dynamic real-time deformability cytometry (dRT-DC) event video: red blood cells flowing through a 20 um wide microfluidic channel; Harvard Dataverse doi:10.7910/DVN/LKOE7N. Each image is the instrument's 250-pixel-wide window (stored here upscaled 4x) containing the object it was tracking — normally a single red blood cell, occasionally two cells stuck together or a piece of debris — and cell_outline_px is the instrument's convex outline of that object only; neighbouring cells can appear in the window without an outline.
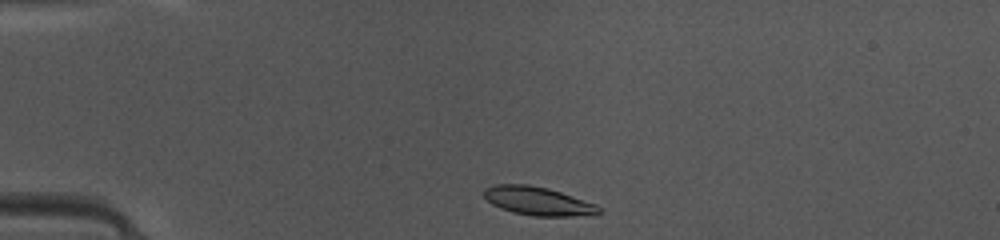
{"species": "common noctule bat (a hibernating species)", "species_latin": "Nyctalus noctula", "temperature_condition": "warm", "stored_images_in_passage": 37, "camera_frame_rate_fps": 3000, "um_per_image_px": 0.085, "animal": {"sex": "female", "body_mass_g": 10.0, "forearm_length_mm": 53.1}, "frame": {"image": 1, "passage_image": 1, "time_ms": 0.0, "image_size_px": [1000, 240], "cell_outline_px": [[600, 212], [596, 216], [532, 216], [512, 212], [500, 208], [492, 204], [484, 196], [484, 188], [496, 184], [528, 184], [548, 188], [596, 204], [600, 208]], "centroid_in_image_um": [45.74, 17.1], "position_along_channel_um": 39.3, "area_um2": 19.19}}
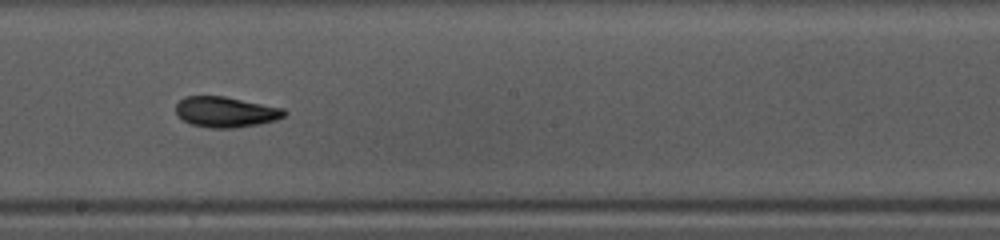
{"frame": {"image": 2, "passage_image": 17, "time_ms": 5.333, "image_size_px": [1000, 240], "cell_outline_px": [[288, 112], [284, 116], [276, 120], [260, 124], [232, 128], [212, 128], [192, 124], [184, 120], [176, 112], [176, 104], [184, 96], [224, 96], [284, 108]], "centroid_in_image_um": [19.22, 9.51], "position_along_channel_um": 229.0, "area_um2": 19.25}}
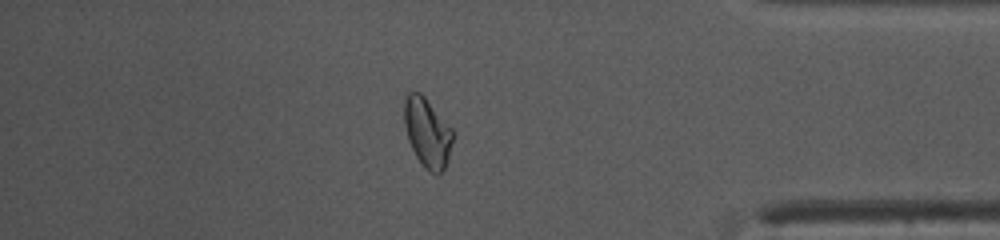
{"frame": {"image": 3, "passage_image": 31, "time_ms": 10.0, "image_size_px": [1000, 240], "cell_outline_px": [[452, 140], [448, 160], [444, 168], [436, 176], [428, 172], [424, 168], [416, 156], [408, 140], [404, 124], [404, 100], [408, 92], [420, 92], [424, 96], [452, 128]], "centroid_in_image_um": [36.31, 11.28], "position_along_channel_um": 398.9, "area_um2": 19.59}, "authors_computed_cell_mechanics": {"area_um2": 19.1896, "velocity_mm_per_s": 4.1689, "shape_relaxation_time_tau1_ms": 6.2544, "shape_relaxation_time_tau2_ms": 2.4399, "deformation_change_tau1": 0.1618, "deformation_change_tau2": 0.067}}